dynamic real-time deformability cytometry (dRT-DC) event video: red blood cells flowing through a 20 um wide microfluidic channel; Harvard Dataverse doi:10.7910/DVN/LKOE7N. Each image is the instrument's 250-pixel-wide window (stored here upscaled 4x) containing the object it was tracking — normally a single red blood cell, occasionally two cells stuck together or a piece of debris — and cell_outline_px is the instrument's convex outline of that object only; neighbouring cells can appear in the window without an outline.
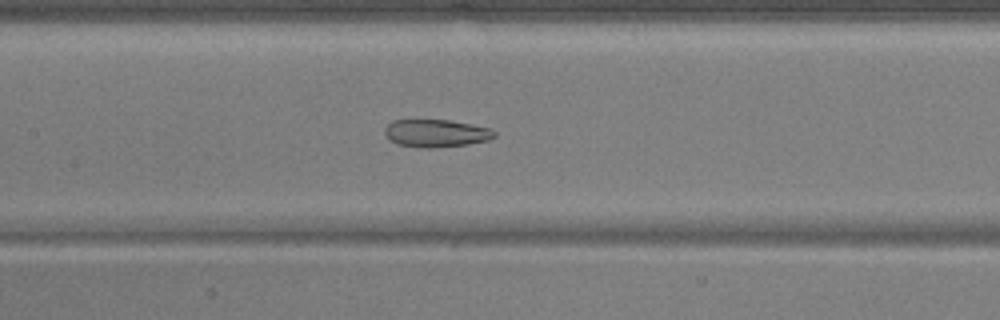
{"species": "common noctule bat (a hibernating species)", "species_latin": "Nyctalus noctula", "temperature_condition": "warm", "stored_images_in_passage": 53, "camera_frame_rate_fps": 3000, "um_per_image_px": 0.085, "animal": {"sex": "male", "body_mass_g": 17.9, "forearm_length_mm": 54.2}, "frame": {"image": 1, "passage_image": 25, "time_ms": 8.0, "image_size_px": [1000, 320], "cell_outline_px": [[496, 136], [488, 140], [468, 144], [432, 148], [424, 148], [396, 144], [388, 140], [384, 132], [384, 128], [392, 120], [448, 120], [472, 124], [492, 128], [496, 132]], "centroid_in_image_um": [37.06, 11.32], "position_along_channel_um": 170.3, "area_um2": 17.86}}
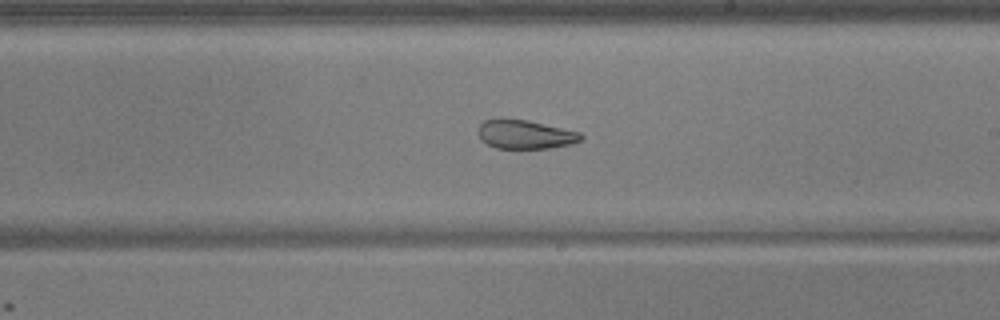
{"frame": {"image": 2, "passage_image": 31, "time_ms": 10.0, "image_size_px": [1000, 320], "cell_outline_px": [[584, 136], [580, 140], [572, 144], [552, 148], [496, 148], [480, 140], [476, 132], [480, 124], [484, 120], [496, 116], [500, 116], [528, 120], [580, 132]], "centroid_in_image_um": [44.57, 11.39], "position_along_channel_um": 244.4, "area_um2": 17.86}}
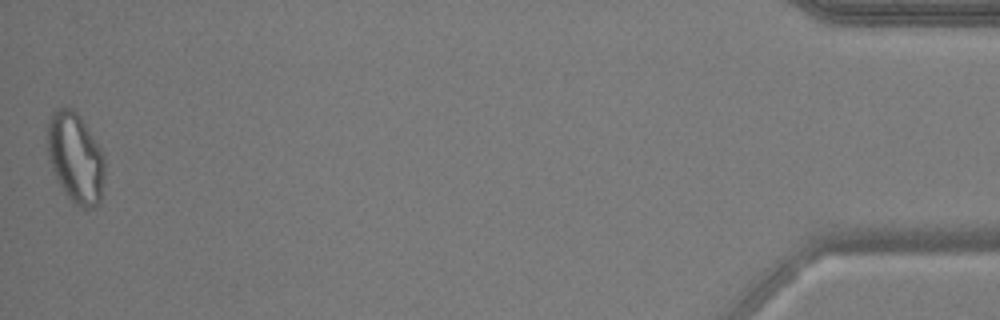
{"frame": {"image": 3, "passage_image": 53, "time_ms": 17.333, "image_size_px": [1000, 320], "cell_outline_px": [[104, 176], [100, 200], [92, 208], [84, 208], [76, 204], [64, 192], [48, 160], [48, 124], [52, 112], [56, 108], [72, 108], [80, 116], [104, 152]], "centroid_in_image_um": [6.43, 13.39], "position_along_channel_um": 428.8, "area_um2": 29.88}, "authors_computed_cell_mechanics": {"area_um2": 24.276, "velocity_mm_per_s": 3.7176, "shape_relaxation_time_tau1_ms": null, "shape_relaxation_time_tau2_ms": 1.7249, "deformation_change_tau1": null, "deformation_change_tau2": 0.0787}}